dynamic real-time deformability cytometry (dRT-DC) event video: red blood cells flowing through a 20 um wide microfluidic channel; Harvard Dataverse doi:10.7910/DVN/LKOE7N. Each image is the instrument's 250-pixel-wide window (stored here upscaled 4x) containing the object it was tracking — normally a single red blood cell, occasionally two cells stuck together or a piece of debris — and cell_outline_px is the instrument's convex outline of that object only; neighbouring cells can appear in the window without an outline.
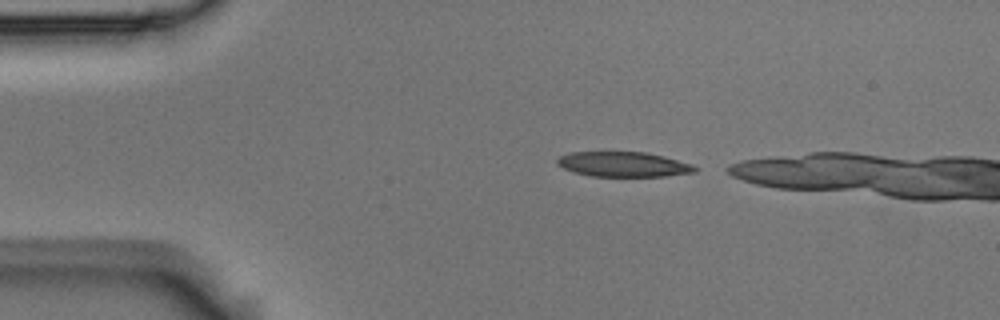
{"species": "Egyptian fruit bat (a non-hibernating species)", "species_latin": "Rousettus aegyptiacus", "temperature_condition": "room temperature", "stored_images_in_passage": 2, "camera_frame_rate_fps": 3000, "um_per_image_px": 0.085, "animal": {"sex": "male"}, "frame": {"image": 1, "passage_image": 1, "time_ms": 0.0, "image_size_px": [1000, 320], "cell_outline_px": [[700, 168], [696, 172], [664, 176], [592, 176], [572, 172], [556, 164], [556, 160], [560, 156], [568, 152], [648, 152], [664, 156], [692, 164]], "centroid_in_image_um": [53.0, 13.96], "position_along_channel_um": 32.0, "area_um2": 20.17}}